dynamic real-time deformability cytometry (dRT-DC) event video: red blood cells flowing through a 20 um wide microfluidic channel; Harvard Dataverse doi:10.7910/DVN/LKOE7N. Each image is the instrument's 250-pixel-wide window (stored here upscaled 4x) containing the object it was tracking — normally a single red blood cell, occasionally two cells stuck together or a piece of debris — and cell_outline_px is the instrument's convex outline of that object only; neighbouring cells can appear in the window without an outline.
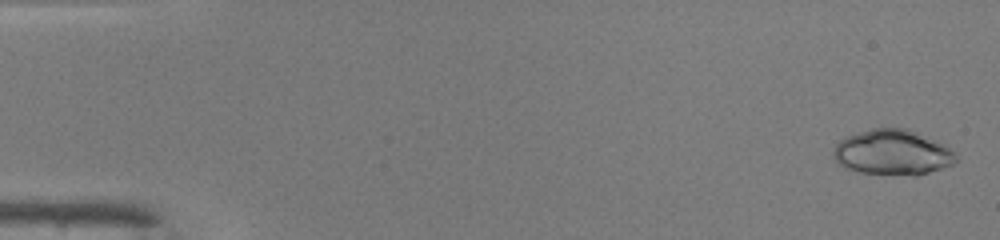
{"species": "common noctule bat (a hibernating species)", "species_latin": "Nyctalus noctula", "temperature_condition": "warm", "stored_images_in_passage": 49, "camera_frame_rate_fps": 3000, "um_per_image_px": 0.085, "animal": {"sex": "male", "body_mass_g": 19.0, "forearm_length_mm": 50.8}, "frame": {"image": 1, "passage_image": 2, "time_ms": 0.333, "image_size_px": [1000, 240], "cell_outline_px": [[956, 160], [952, 164], [916, 176], [912, 176], [856, 172], [844, 168], [836, 164], [832, 156], [832, 152], [836, 144], [840, 140], [848, 136], [872, 128], [908, 128], [956, 152]], "centroid_in_image_um": [75.79, 12.98], "position_along_channel_um": 9.2, "area_um2": 32.25}}
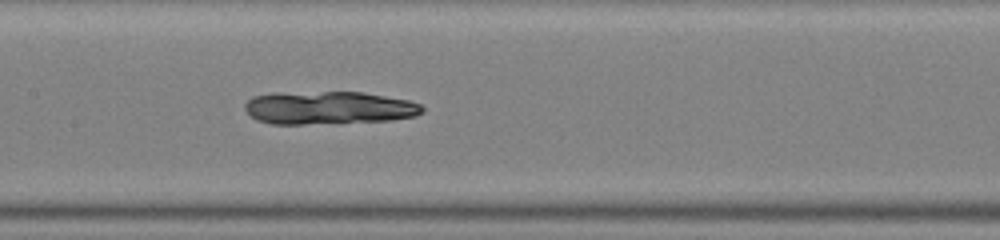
{"frame": {"image": 2, "passage_image": 25, "time_ms": 8.0, "image_size_px": [1000, 240], "cell_outline_px": [[424, 112], [416, 116], [392, 120], [304, 124], [272, 124], [256, 120], [244, 108], [244, 104], [252, 96], [272, 92], [360, 92], [408, 100], [420, 104], [424, 108]], "centroid_in_image_um": [27.91, 9.16], "position_along_channel_um": 179.5, "area_um2": 34.22}}
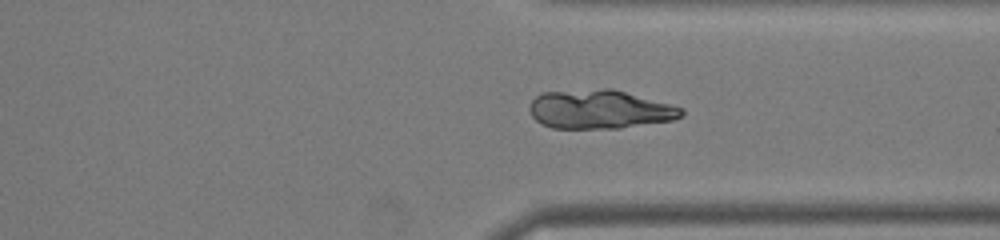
{"frame": {"image": 3, "passage_image": 38, "time_ms": 12.333, "image_size_px": [1000, 240], "cell_outline_px": [[684, 112], [680, 116], [672, 120], [620, 128], [552, 128], [540, 124], [532, 116], [528, 108], [532, 100], [536, 96], [544, 92], [604, 88], [612, 88], [684, 108]], "centroid_in_image_um": [50.94, 9.29], "position_along_channel_um": 360.5, "area_um2": 34.33}}